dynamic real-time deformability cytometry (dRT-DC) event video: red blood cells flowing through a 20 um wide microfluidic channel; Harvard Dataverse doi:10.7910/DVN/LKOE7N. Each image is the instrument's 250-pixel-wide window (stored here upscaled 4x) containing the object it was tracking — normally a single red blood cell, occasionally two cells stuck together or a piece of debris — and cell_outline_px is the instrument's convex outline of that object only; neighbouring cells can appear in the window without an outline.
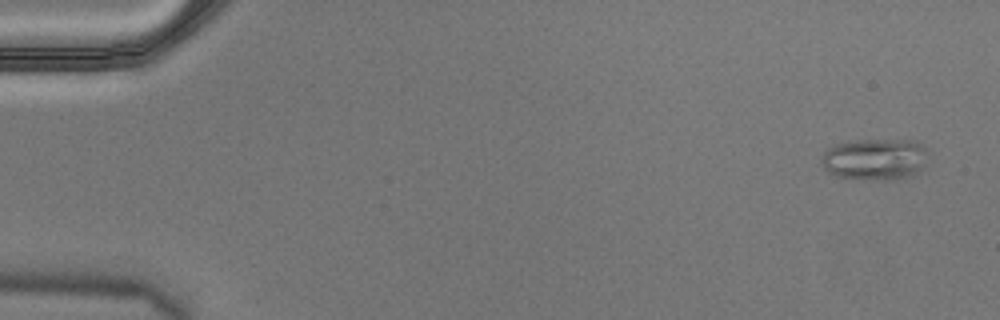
{"species": "Egyptian fruit bat (a non-hibernating species)", "species_latin": "Rousettus aegyptiacus", "temperature_condition": "cold", "stored_images_in_passage": 4, "camera_frame_rate_fps": 3000, "um_per_image_px": 0.085, "animal": {"sex": "male"}, "frame": {"image": 1, "passage_image": 1, "time_ms": 0.0, "image_size_px": [1000, 320], "cell_outline_px": [[928, 152], [924, 168], [920, 172], [912, 176], [892, 180], [884, 180], [836, 176], [828, 172], [824, 168], [820, 160], [824, 152], [828, 148], [836, 144], [848, 140], [916, 140], [924, 144]], "centroid_in_image_um": [74.42, 13.52], "position_along_channel_um": 10.6, "area_um2": 26.3}}